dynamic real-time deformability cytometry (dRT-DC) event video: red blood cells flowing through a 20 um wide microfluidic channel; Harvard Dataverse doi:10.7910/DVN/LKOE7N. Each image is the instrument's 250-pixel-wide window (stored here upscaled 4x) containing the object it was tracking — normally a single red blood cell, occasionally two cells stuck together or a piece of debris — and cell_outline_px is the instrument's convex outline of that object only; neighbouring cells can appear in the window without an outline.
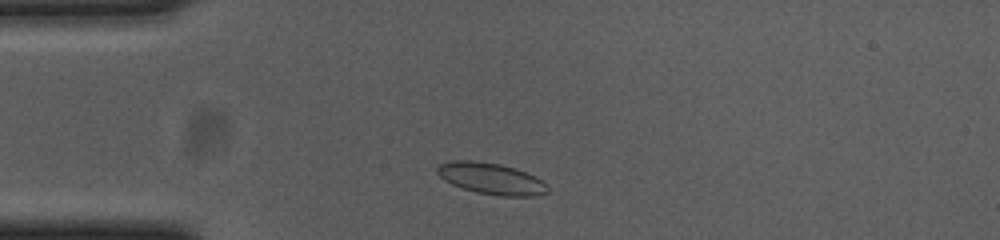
{"species": "common noctule bat (a hibernating species)", "species_latin": "Nyctalus noctula", "temperature_condition": "cold", "stored_images_in_passage": 38, "camera_frame_rate_fps": 3000, "um_per_image_px": 0.085, "animal": {"sex": "female", "body_mass_g": 23.0, "forearm_length_mm": 53.4}, "frame": {"image": 1, "passage_image": 4, "time_ms": 1.0, "image_size_px": [1000, 240], "cell_outline_px": [[548, 192], [536, 196], [500, 196], [476, 192], [452, 184], [444, 180], [436, 172], [436, 168], [440, 164], [456, 160], [472, 160], [500, 164], [516, 168], [536, 176], [548, 184]], "centroid_in_image_um": [41.79, 15.18], "position_along_channel_um": 43.2, "area_um2": 20.29}}
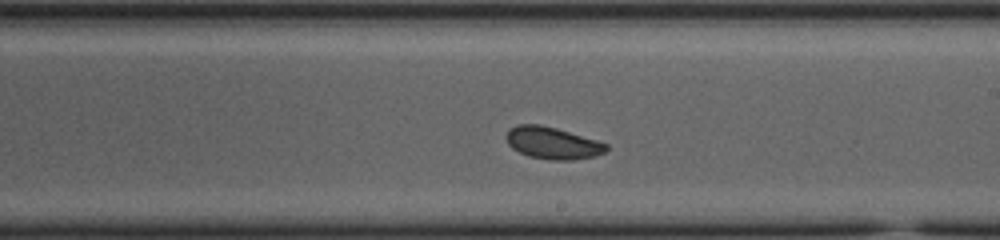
{"frame": {"image": 2, "passage_image": 22, "time_ms": 7.0, "image_size_px": [1000, 240], "cell_outline_px": [[608, 148], [604, 152], [596, 156], [572, 160], [552, 160], [528, 156], [512, 148], [508, 144], [504, 136], [508, 128], [516, 124], [540, 124], [556, 128], [596, 140], [608, 144]], "centroid_in_image_um": [46.92, 12.15], "position_along_channel_um": 242.1, "area_um2": 18.79}}
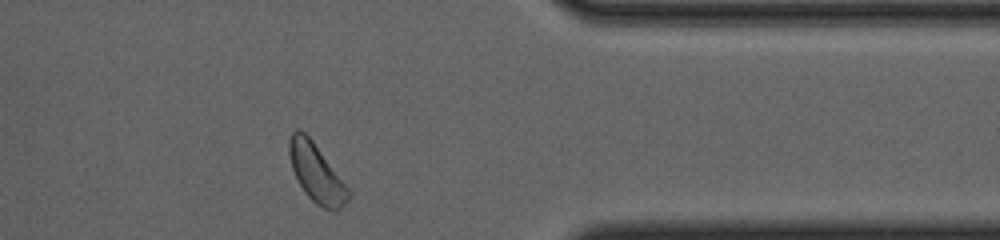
{"frame": {"image": 3, "passage_image": 35, "time_ms": 11.333, "image_size_px": [1000, 240], "cell_outline_px": [[352, 192], [348, 200], [336, 212], [332, 212], [316, 204], [304, 192], [292, 168], [288, 152], [288, 140], [292, 132], [296, 128], [300, 128], [312, 140]], "centroid_in_image_um": [26.89, 14.71], "position_along_channel_um": 384.5, "area_um2": 20.11}, "authors_computed_cell_mechanics": {"area_um2": 19.0162, "velocity_mm_per_s": 3.6607, "shape_relaxation_time_tau1_ms": null, "shape_relaxation_time_tau2_ms": 3.6989, "deformation_change_tau1": null, "deformation_change_tau2": 0.0731}}